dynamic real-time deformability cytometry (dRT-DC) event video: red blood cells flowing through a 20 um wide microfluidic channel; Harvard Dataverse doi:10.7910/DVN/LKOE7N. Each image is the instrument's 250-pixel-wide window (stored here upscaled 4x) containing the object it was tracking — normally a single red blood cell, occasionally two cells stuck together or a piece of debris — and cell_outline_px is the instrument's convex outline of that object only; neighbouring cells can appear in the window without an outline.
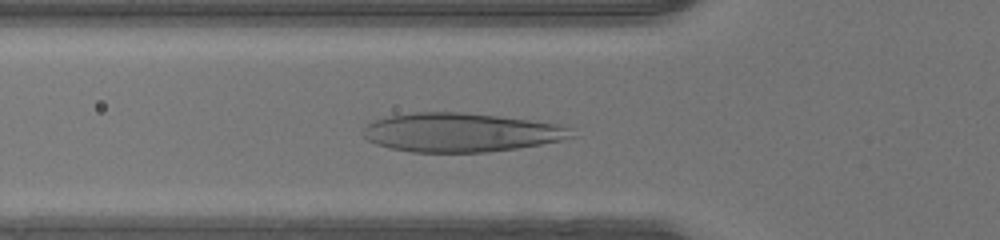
{"species": "human", "species_latin": "Homo sapiens", "temperature_condition": "warm", "stored_images_in_passage": 46, "camera_frame_rate_fps": 3000, "um_per_image_px": 0.085, "donor": {"sex": "male"}, "frame": {"image": 1, "passage_image": 15, "time_ms": 4.667, "image_size_px": [1000, 240], "cell_outline_px": [[576, 136], [560, 140], [540, 144], [516, 148], [488, 152], [412, 152], [388, 148], [376, 144], [368, 140], [360, 132], [368, 124], [376, 120], [388, 116], [416, 112], [460, 112], [496, 116], [560, 124], [568, 128]], "centroid_in_image_um": [39.12, 11.26], "position_along_channel_um": 86.7, "area_um2": 46.93}}
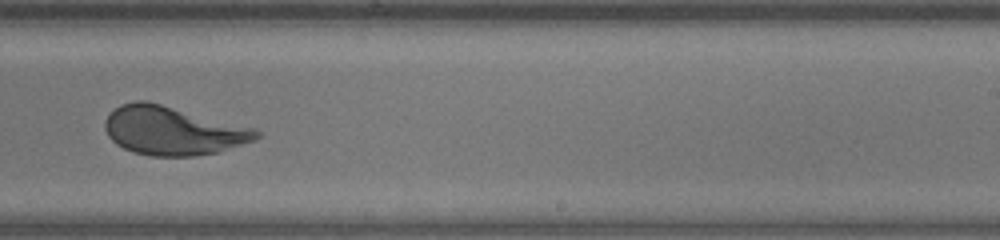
{"frame": {"image": 2, "passage_image": 28, "time_ms": 9.0, "image_size_px": [1000, 240], "cell_outline_px": [[260, 136], [256, 140], [220, 152], [192, 156], [152, 156], [132, 152], [116, 144], [108, 136], [104, 128], [104, 120], [120, 104], [136, 100], [144, 100], [256, 128], [260, 132]], "centroid_in_image_um": [14.7, 11.12], "position_along_channel_um": 274.3, "area_um2": 42.95}}
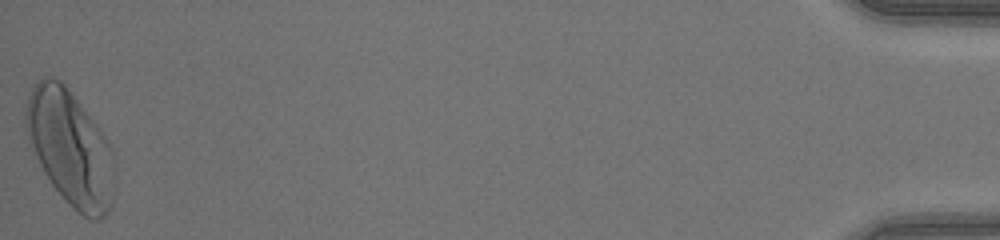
{"frame": {"image": 3, "passage_image": 46, "time_ms": 15.0, "image_size_px": [1000, 240], "cell_outline_px": [[112, 208], [104, 216], [96, 220], [92, 220], [76, 212], [64, 200], [52, 184], [44, 172], [28, 140], [24, 128], [24, 112], [28, 96], [32, 88], [44, 76], [52, 76], [60, 80], [68, 88], [108, 140], [112, 148]], "centroid_in_image_um": [5.94, 12.58], "position_along_channel_um": 429.3, "area_um2": 59.25}}